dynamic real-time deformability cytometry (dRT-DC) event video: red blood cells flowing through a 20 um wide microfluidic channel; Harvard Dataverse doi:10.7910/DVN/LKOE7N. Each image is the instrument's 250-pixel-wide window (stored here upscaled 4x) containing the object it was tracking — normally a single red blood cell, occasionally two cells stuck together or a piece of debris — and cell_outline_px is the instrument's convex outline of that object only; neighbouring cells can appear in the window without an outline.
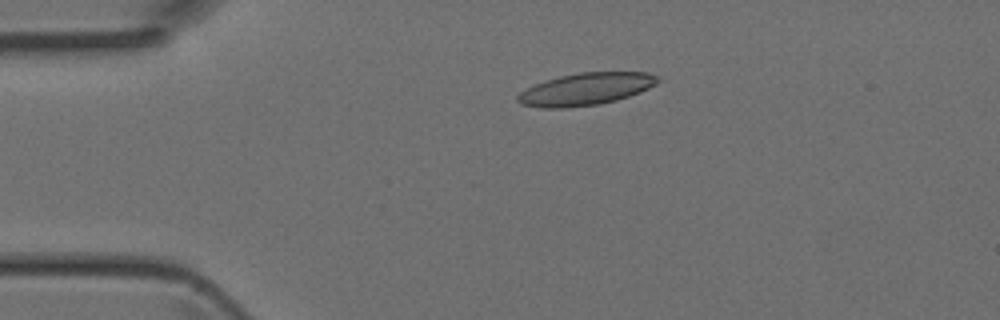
{"species": "Egyptian fruit bat (a non-hibernating species)", "species_latin": "Rousettus aegyptiacus", "temperature_condition": "room temperature", "stored_images_in_passage": 4, "camera_frame_rate_fps": 3000, "um_per_image_px": 0.085, "animal": {"sex": "female"}, "frame": {"image": 1, "passage_image": 3, "time_ms": 0.667, "image_size_px": [1000, 320], "cell_outline_px": [[660, 80], [656, 84], [640, 92], [616, 100], [600, 104], [568, 108], [540, 108], [520, 104], [516, 100], [516, 96], [520, 92], [536, 84], [560, 76], [580, 72], [648, 72], [656, 76]], "centroid_in_image_um": [49.78, 7.58], "position_along_channel_um": 35.2, "area_um2": 26.24}}